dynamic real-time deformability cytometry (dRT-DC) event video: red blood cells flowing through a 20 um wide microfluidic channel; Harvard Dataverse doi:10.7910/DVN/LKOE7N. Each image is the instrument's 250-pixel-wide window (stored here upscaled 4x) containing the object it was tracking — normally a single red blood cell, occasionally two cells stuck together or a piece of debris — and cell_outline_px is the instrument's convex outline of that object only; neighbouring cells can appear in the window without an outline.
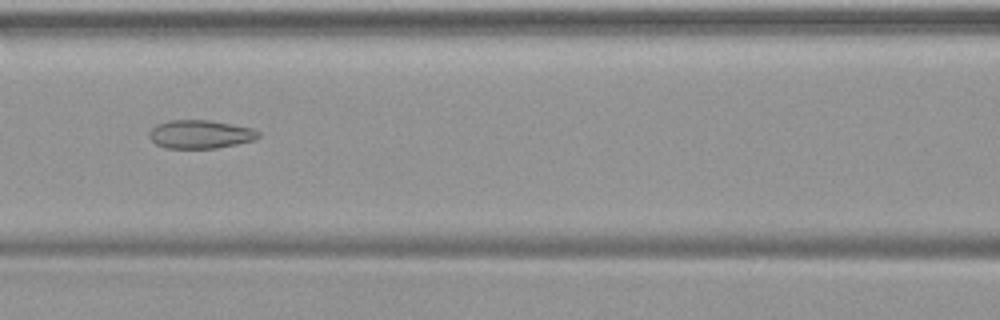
{"species": "common noctule bat (a hibernating species)", "species_latin": "Nyctalus noctula", "temperature_condition": "warm", "stored_images_in_passage": 45, "camera_frame_rate_fps": 3000, "um_per_image_px": 0.085, "animal": {"sex": "female", "body_mass_g": 19.9}, "frame": {"image": 1, "passage_image": 18, "time_ms": 5.667, "image_size_px": [1000, 320], "cell_outline_px": [[260, 136], [252, 140], [236, 144], [216, 148], [168, 148], [156, 144], [148, 136], [148, 132], [156, 124], [168, 120], [208, 120], [232, 124], [252, 128], [260, 132]], "centroid_in_image_um": [17.0, 11.4], "position_along_channel_um": 149.6, "area_um2": 18.03}}
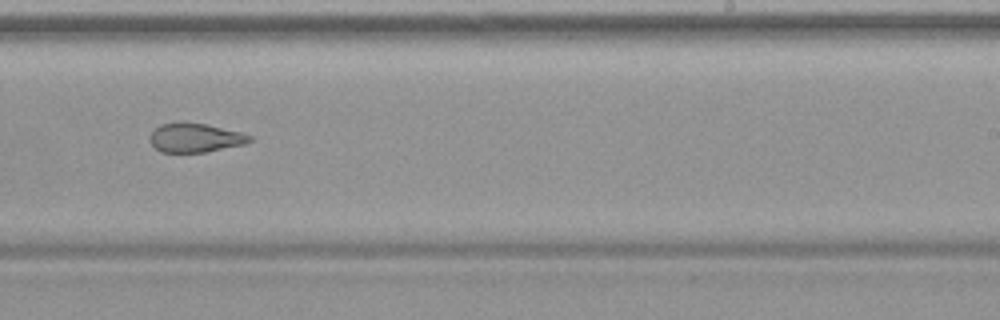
{"frame": {"image": 2, "passage_image": 27, "time_ms": 8.667, "image_size_px": [1000, 320], "cell_outline_px": [[252, 140], [244, 144], [204, 152], [160, 152], [152, 144], [152, 132], [160, 124], [180, 120], [184, 120], [208, 124], [240, 132], [252, 136]], "centroid_in_image_um": [16.59, 11.67], "position_along_channel_um": 272.4, "area_um2": 16.99}}
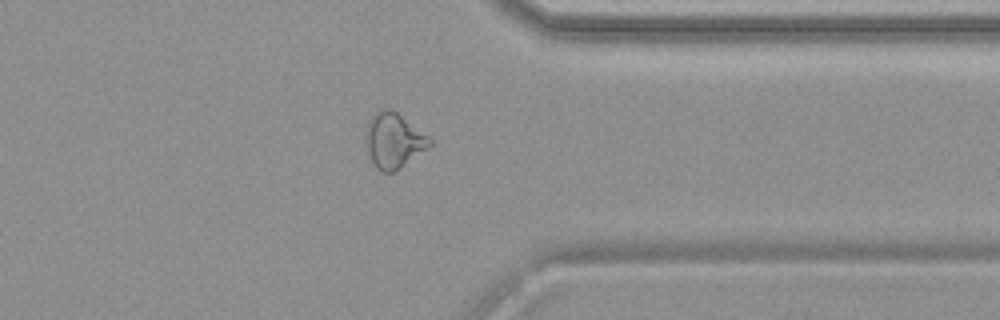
{"frame": {"image": 3, "passage_image": 35, "time_ms": 11.333, "image_size_px": [1000, 320], "cell_outline_px": [[432, 144], [400, 168], [392, 172], [380, 172], [376, 168], [364, 144], [364, 132], [368, 120], [376, 112], [384, 108], [392, 108], [428, 136], [432, 140]], "centroid_in_image_um": [33.41, 11.92], "position_along_channel_um": 378.0, "area_um2": 20.58}}